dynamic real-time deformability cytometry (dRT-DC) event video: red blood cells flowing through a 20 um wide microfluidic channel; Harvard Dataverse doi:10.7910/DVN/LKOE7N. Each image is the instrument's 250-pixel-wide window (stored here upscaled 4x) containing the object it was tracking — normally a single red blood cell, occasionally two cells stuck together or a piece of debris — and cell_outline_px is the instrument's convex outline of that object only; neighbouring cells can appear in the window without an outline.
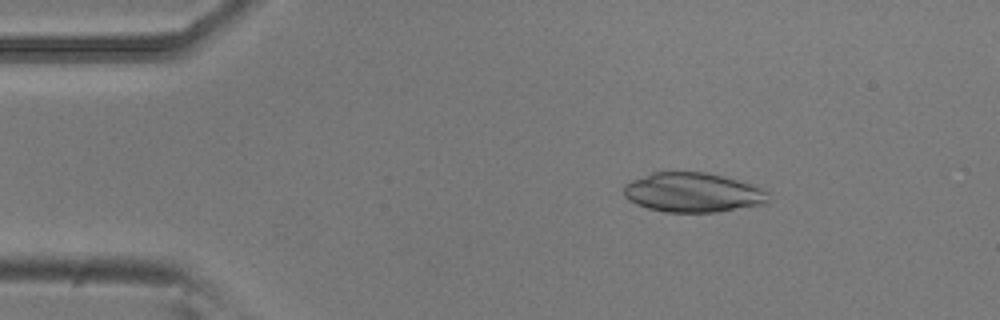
{"species": "common noctule bat (a hibernating species)", "species_latin": "Nyctalus noctula", "temperature_condition": "room temperature", "stored_images_in_passage": 13, "camera_frame_rate_fps": 3000, "um_per_image_px": 0.085, "animal": {"sex": "male", "body_mass_g": 20.5, "forearm_length_mm": 52.5}, "frame": {"image": 1, "passage_image": 6, "time_ms": 1.667, "image_size_px": [1000, 320], "cell_outline_px": [[768, 200], [764, 204], [716, 212], [664, 212], [648, 208], [636, 204], [628, 200], [624, 196], [624, 184], [632, 180], [652, 172], [708, 172], [724, 176], [760, 188], [768, 192]], "centroid_in_image_um": [58.85, 16.36], "position_along_channel_um": 26.2, "area_um2": 33.18}}